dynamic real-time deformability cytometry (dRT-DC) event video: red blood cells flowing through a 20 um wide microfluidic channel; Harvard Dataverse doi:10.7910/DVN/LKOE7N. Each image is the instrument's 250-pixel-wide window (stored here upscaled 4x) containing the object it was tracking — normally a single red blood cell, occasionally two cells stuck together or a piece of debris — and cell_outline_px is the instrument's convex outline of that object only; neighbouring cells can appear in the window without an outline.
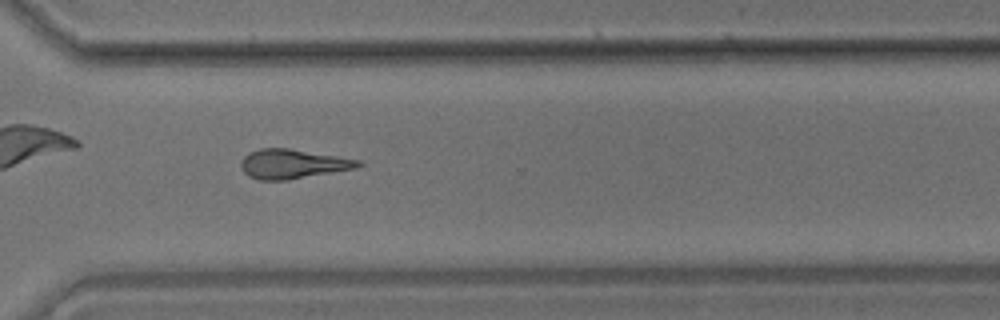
{"species": "common noctule bat (a hibernating species)", "species_latin": "Nyctalus noctula", "temperature_condition": "room temperature", "stored_images_in_passage": 54, "camera_frame_rate_fps": 3000, "um_per_image_px": 0.085, "animal": {"sex": "male", "body_mass_g": 17.9}, "frame": {"image": 1, "passage_image": 39, "time_ms": 12.667, "image_size_px": [1000, 320], "cell_outline_px": [[364, 164], [356, 168], [288, 180], [260, 180], [248, 176], [244, 172], [240, 164], [244, 156], [248, 152], [260, 148], [288, 148], [360, 160]], "centroid_in_image_um": [24.86, 13.93], "position_along_channel_um": 345.7, "area_um2": 20.0}, "authors_computed_cell_mechanics": {"area_um2": 20.0277, "velocity_mm_per_s": 3.5698, "shape_relaxation_time_tau1_ms": null, "shape_relaxation_time_tau2_ms": 5.9102, "deformation_change_tau1": null, "deformation_change_tau2": 0.1914}}